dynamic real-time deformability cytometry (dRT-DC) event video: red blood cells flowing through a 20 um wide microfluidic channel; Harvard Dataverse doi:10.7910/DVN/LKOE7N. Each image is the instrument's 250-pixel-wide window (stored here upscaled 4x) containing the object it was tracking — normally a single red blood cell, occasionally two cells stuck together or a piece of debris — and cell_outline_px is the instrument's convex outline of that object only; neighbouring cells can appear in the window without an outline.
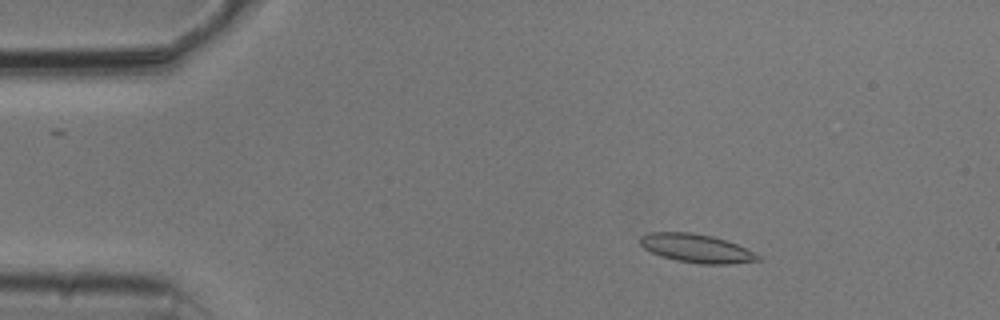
{"species": "common noctule bat (a hibernating species)", "species_latin": "Nyctalus noctula", "temperature_condition": "cold", "stored_images_in_passage": 54, "camera_frame_rate_fps": 3000, "um_per_image_px": 0.085, "animal": {"sex": "male", "body_mass_g": 20.5, "forearm_length_mm": 52.5}, "frame": {"image": 1, "passage_image": 9, "time_ms": 2.667, "image_size_px": [1000, 320], "cell_outline_px": [[764, 260], [728, 264], [700, 264], [676, 260], [660, 256], [644, 248], [640, 244], [640, 236], [648, 232], [692, 232], [712, 236], [736, 244], [760, 256]], "centroid_in_image_um": [59.17, 21.11], "position_along_channel_um": 25.8, "area_um2": 19.54}}
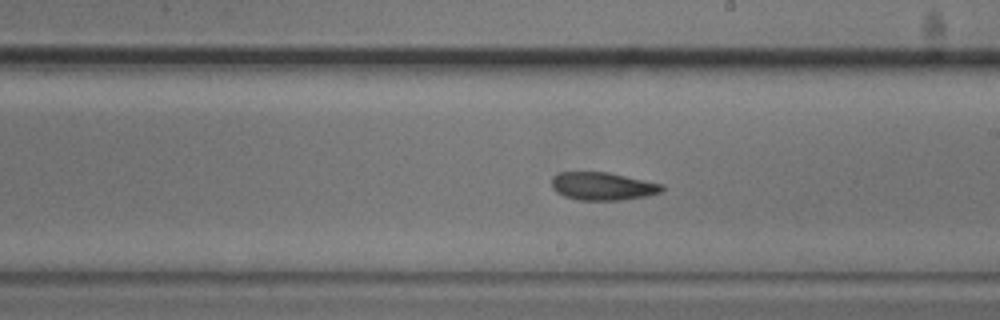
{"frame": {"image": 2, "passage_image": 31, "time_ms": 10.0, "image_size_px": [1000, 320], "cell_outline_px": [[664, 188], [660, 192], [648, 196], [620, 200], [576, 200], [564, 196], [556, 192], [552, 188], [552, 176], [556, 172], [608, 172], [664, 184]], "centroid_in_image_um": [51.21, 15.82], "position_along_channel_um": 237.8, "area_um2": 18.15}}
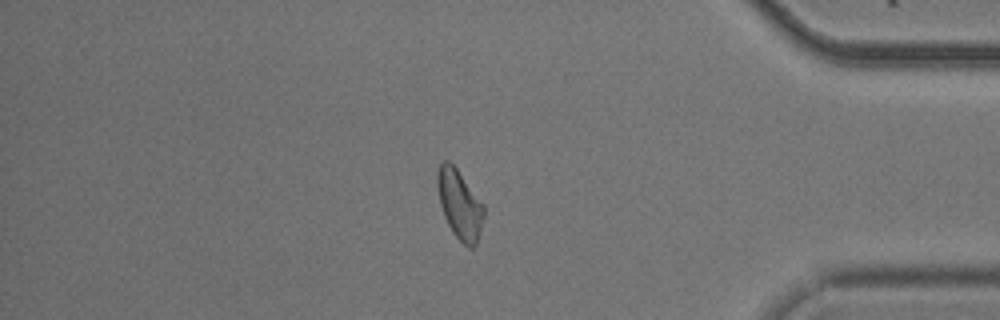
{"frame": {"image": 3, "passage_image": 46, "time_ms": 15.0, "image_size_px": [1000, 320], "cell_outline_px": [[484, 216], [480, 232], [476, 244], [472, 248], [468, 248], [452, 232], [444, 216], [440, 204], [436, 184], [436, 172], [440, 164], [444, 160], [448, 160], [456, 168], [484, 204]], "centroid_in_image_um": [39.06, 17.36], "position_along_channel_um": 396.1, "area_um2": 18.73}, "authors_computed_cell_mechanics": {"area_um2": 18.7561, "velocity_mm_per_s": 3.7698, "shape_relaxation_time_tau1_ms": 9.2959, "shape_relaxation_time_tau2_ms": 5.6846, "deformation_change_tau1": 0.1784, "deformation_change_tau2": 0.1295}}